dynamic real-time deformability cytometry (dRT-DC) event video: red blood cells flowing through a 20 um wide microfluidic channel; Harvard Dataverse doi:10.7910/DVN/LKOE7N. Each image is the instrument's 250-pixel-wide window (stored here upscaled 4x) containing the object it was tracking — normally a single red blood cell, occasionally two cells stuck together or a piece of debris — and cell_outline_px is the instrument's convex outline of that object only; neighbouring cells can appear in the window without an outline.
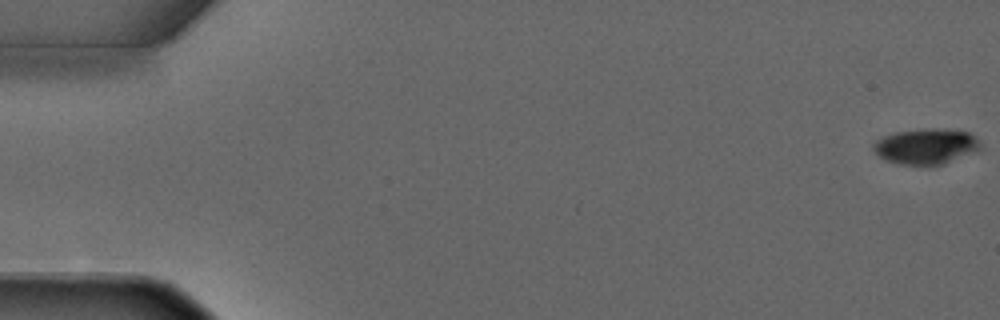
{"species": "common noctule bat (a hibernating species)", "species_latin": "Nyctalus noctula", "temperature_condition": "warm", "stored_images_in_passage": 5, "camera_frame_rate_fps": 3000, "um_per_image_px": 0.085, "animal": {"sex": "male", "forearm_length_mm": 52.5}, "frame": {"image": 1, "passage_image": 1, "time_ms": 0.0, "image_size_px": [1000, 320], "cell_outline_px": [[984, 144], [980, 148], [944, 164], [900, 164], [884, 160], [872, 148], [872, 144], [876, 140], [884, 136], [896, 132], [920, 128], [944, 128], [968, 132], [976, 136]], "centroid_in_image_um": [78.72, 12.41], "position_along_channel_um": 6.3, "area_um2": 22.2}}
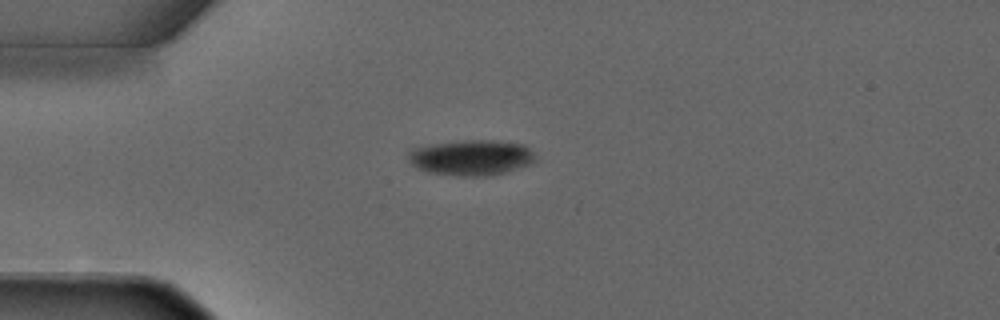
{"frame": {"image": 2, "passage_image": 4, "time_ms": 3.667, "image_size_px": [1000, 320], "cell_outline_px": [[536, 164], [508, 172], [492, 176], [460, 176], [428, 172], [412, 164], [408, 160], [408, 152], [412, 148], [432, 144], [464, 140], [488, 140], [524, 144], [536, 156]], "centroid_in_image_um": [40.13, 13.41], "position_along_channel_um": 44.9, "area_um2": 26.65}}